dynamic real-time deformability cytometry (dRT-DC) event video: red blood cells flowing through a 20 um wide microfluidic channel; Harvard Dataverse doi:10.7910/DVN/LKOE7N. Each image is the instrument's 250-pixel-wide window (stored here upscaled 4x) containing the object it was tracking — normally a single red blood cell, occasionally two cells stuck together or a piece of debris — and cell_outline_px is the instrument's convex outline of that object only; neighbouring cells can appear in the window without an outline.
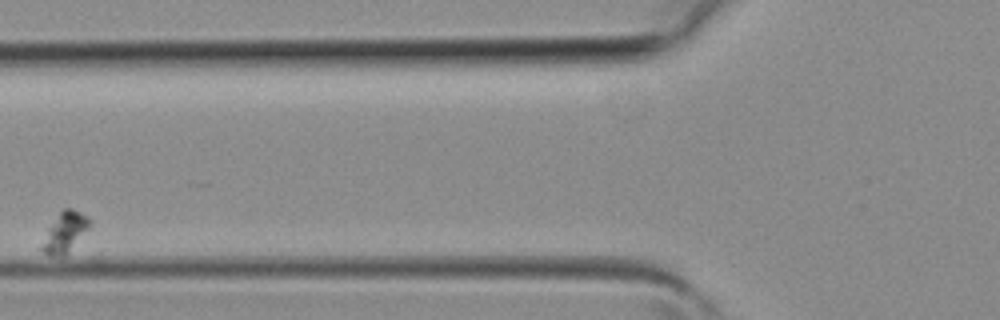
{"species": "common noctule bat (a hibernating species)", "species_latin": "Nyctalus noctula", "temperature_condition": "room temperature", "stored_images_in_passage": 4, "camera_frame_rate_fps": 3000, "um_per_image_px": 0.085, "animal": {"sex": "female", "body_mass_g": 19.3, "forearm_length_mm": 54.1}, "frame": {"image": 1, "passage_image": 3, "time_ms": 0.667, "image_size_px": [1000, 320], "cell_outline_px": [[92, 224], [68, 252], [64, 256], [48, 256], [40, 248], [48, 228], [60, 208], [72, 208], [88, 216], [92, 220]], "centroid_in_image_um": [5.52, 19.7], "position_along_channel_um": 120.3, "area_um2": 11.27}}
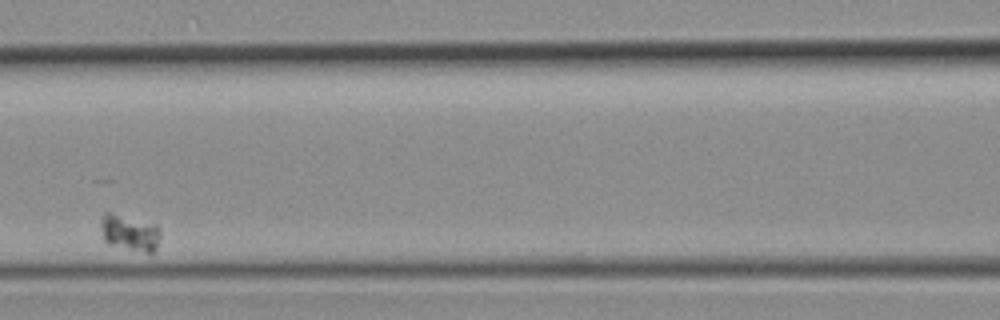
{"frame": {"image": 2, "passage_image": 4, "time_ms": 1.0, "image_size_px": [1000, 320], "cell_outline_px": [[160, 236], [156, 248], [152, 252], [148, 252], [108, 244], [104, 240], [100, 228], [100, 220], [104, 212], [108, 212], [156, 224], [160, 228]], "centroid_in_image_um": [11.0, 19.76], "position_along_channel_um": 155.6, "area_um2": 12.43}}